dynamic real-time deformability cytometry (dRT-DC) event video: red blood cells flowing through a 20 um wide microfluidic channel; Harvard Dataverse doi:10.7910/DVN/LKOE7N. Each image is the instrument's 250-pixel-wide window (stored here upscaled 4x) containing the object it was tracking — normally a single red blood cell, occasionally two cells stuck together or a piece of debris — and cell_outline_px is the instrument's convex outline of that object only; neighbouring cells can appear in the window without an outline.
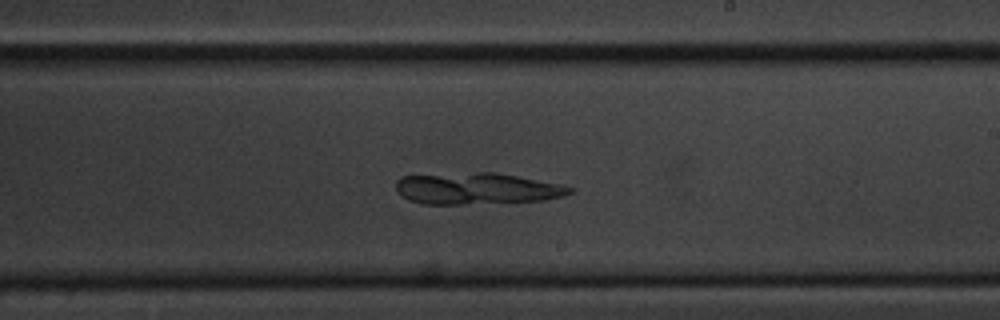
{"species": "common noctule bat (a hibernating species)", "species_latin": "Nyctalus noctula", "temperature_condition": "cold", "stored_images_in_passage": 50, "camera_frame_rate_fps": 3000, "um_per_image_px": 0.085, "animal": {"sex": "male", "body_mass_g": 20.1, "forearm_length_mm": 53.5}, "frame": {"image": 1, "passage_image": 26, "time_ms": 8.333, "image_size_px": [1000, 320], "cell_outline_px": [[576, 188], [572, 192], [564, 196], [544, 200], [460, 204], [420, 204], [408, 200], [400, 196], [396, 188], [396, 180], [400, 176], [476, 172], [496, 172], [564, 184]], "centroid_in_image_um": [40.54, 16.02], "position_along_channel_um": 248.5, "area_um2": 32.25}}
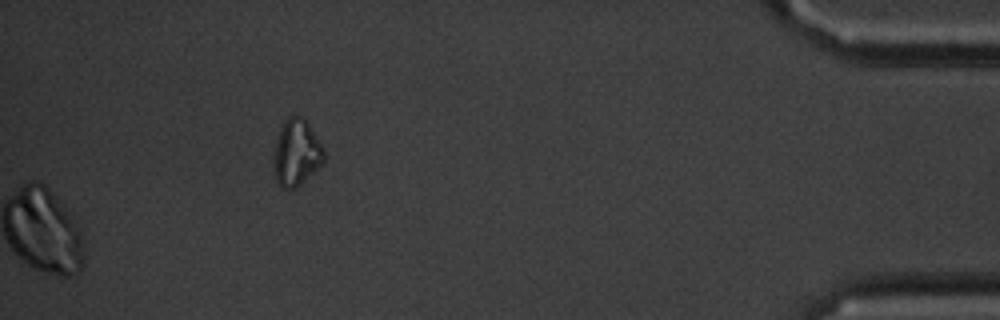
{"frame": {"image": 2, "passage_image": 50, "time_ms": 16.333, "image_size_px": [1000, 320], "cell_outline_px": [[324, 164], [296, 188], [284, 188], [276, 180], [276, 144], [284, 120], [288, 116], [300, 116], [308, 124], [320, 144], [324, 152]], "centroid_in_image_um": [25.25, 13.0], "position_along_channel_um": 410.0, "area_um2": 18.61}}